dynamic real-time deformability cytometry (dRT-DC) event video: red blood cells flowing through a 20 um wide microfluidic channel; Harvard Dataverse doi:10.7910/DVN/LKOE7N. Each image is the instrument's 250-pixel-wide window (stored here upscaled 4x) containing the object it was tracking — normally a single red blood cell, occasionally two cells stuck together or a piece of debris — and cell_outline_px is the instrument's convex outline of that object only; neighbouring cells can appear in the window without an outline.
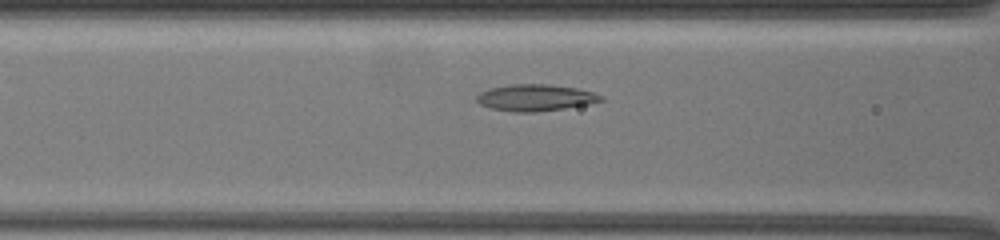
{"species": "common noctule bat (a hibernating species)", "species_latin": "Nyctalus noctula", "temperature_condition": "warm", "stored_images_in_passage": 5, "camera_frame_rate_fps": 3000, "um_per_image_px": 0.085, "animal": {"sex": "female", "body_mass_g": 19.5, "forearm_length_mm": 54.1}, "frame": {"image": 1, "passage_image": 5, "time_ms": 4.667, "image_size_px": [1000, 240], "cell_outline_px": [[604, 100], [588, 104], [564, 108], [536, 112], [512, 112], [488, 108], [480, 104], [476, 100], [476, 96], [480, 92], [488, 88], [512, 84], [548, 84], [576, 88], [592, 92], [604, 96]], "centroid_in_image_um": [45.47, 8.3], "position_along_channel_um": 121.1, "area_um2": 19.36}}